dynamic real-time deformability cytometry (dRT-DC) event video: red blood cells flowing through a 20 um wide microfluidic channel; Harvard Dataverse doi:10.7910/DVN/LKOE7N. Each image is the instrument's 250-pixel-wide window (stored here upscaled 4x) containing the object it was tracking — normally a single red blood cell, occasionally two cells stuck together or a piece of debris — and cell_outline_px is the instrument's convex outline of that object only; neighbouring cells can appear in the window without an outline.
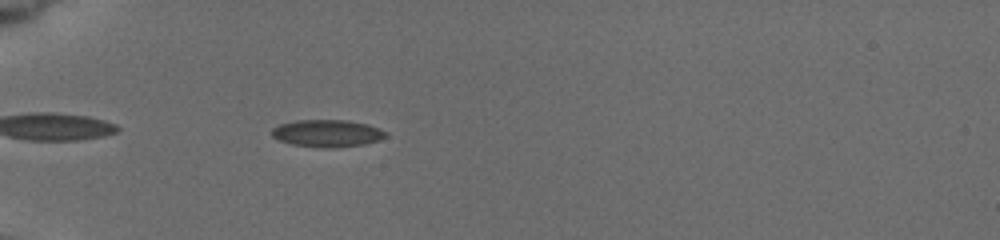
{"species": "common noctule bat (a hibernating species)", "species_latin": "Nyctalus noctula", "temperature_condition": "cold", "stored_images_in_passage": 14, "camera_frame_rate_fps": 3000, "um_per_image_px": 0.085, "animal": {"sex": "female", "body_mass_g": 19.5, "forearm_length_mm": 54.1}, "frame": {"image": 1, "passage_image": 3, "time_ms": 1.0, "image_size_px": [1000, 240], "cell_outline_px": [[384, 136], [380, 140], [364, 144], [332, 148], [324, 148], [292, 144], [276, 140], [272, 136], [272, 128], [280, 124], [296, 120], [348, 120], [368, 124], [384, 132]], "centroid_in_image_um": [27.75, 11.33], "position_along_channel_um": 57.2, "area_um2": 17.98}}
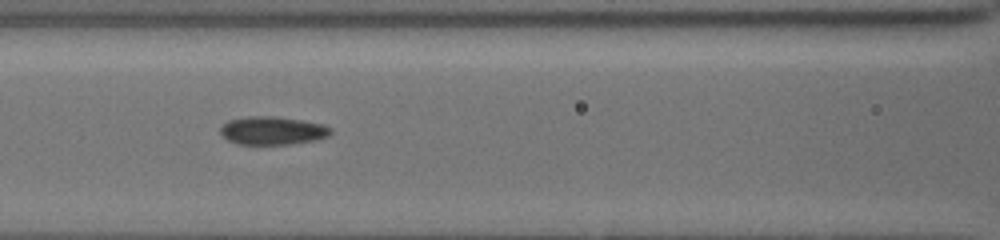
{"frame": {"image": 2, "passage_image": 9, "time_ms": 3.667, "image_size_px": [1000, 240], "cell_outline_px": [[332, 132], [328, 136], [316, 140], [292, 144], [236, 144], [228, 140], [220, 132], [220, 128], [228, 120], [248, 116], [276, 116], [324, 124], [332, 128]], "centroid_in_image_um": [23.18, 11.1], "position_along_channel_um": 143.4, "area_um2": 18.21}}
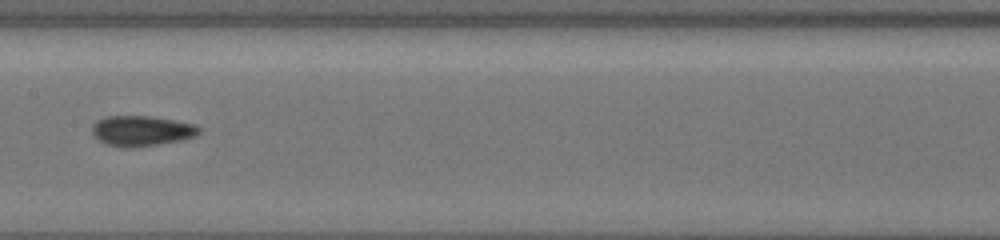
{"frame": {"image": 3, "passage_image": 12, "time_ms": 5.0, "image_size_px": [1000, 240], "cell_outline_px": [[200, 132], [196, 136], [180, 140], [136, 148], [124, 148], [104, 144], [92, 136], [92, 128], [104, 116], [152, 116], [196, 124], [200, 128]], "centroid_in_image_um": [12.03, 11.13], "position_along_channel_um": 195.4, "area_um2": 19.07}}